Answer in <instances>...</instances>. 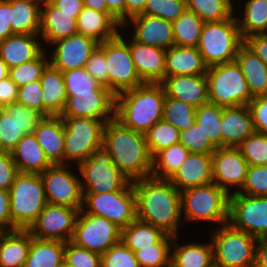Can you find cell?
Instances as JSON below:
<instances>
[{
    "label": "cell",
    "mask_w": 267,
    "mask_h": 267,
    "mask_svg": "<svg viewBox=\"0 0 267 267\" xmlns=\"http://www.w3.org/2000/svg\"><path fill=\"white\" fill-rule=\"evenodd\" d=\"M136 196L137 219L160 228L171 236L177 232L183 217L180 191L169 179L154 176L132 181Z\"/></svg>",
    "instance_id": "obj_1"
},
{
    "label": "cell",
    "mask_w": 267,
    "mask_h": 267,
    "mask_svg": "<svg viewBox=\"0 0 267 267\" xmlns=\"http://www.w3.org/2000/svg\"><path fill=\"white\" fill-rule=\"evenodd\" d=\"M102 147L131 182L151 176L152 156L144 133L129 129L114 117L105 123Z\"/></svg>",
    "instance_id": "obj_2"
},
{
    "label": "cell",
    "mask_w": 267,
    "mask_h": 267,
    "mask_svg": "<svg viewBox=\"0 0 267 267\" xmlns=\"http://www.w3.org/2000/svg\"><path fill=\"white\" fill-rule=\"evenodd\" d=\"M166 93L161 83H144L124 91L115 99V118L124 126L146 133L163 119Z\"/></svg>",
    "instance_id": "obj_3"
},
{
    "label": "cell",
    "mask_w": 267,
    "mask_h": 267,
    "mask_svg": "<svg viewBox=\"0 0 267 267\" xmlns=\"http://www.w3.org/2000/svg\"><path fill=\"white\" fill-rule=\"evenodd\" d=\"M181 214L184 223L229 221V195L215 183L186 189L180 192ZM188 221V222H187Z\"/></svg>",
    "instance_id": "obj_4"
},
{
    "label": "cell",
    "mask_w": 267,
    "mask_h": 267,
    "mask_svg": "<svg viewBox=\"0 0 267 267\" xmlns=\"http://www.w3.org/2000/svg\"><path fill=\"white\" fill-rule=\"evenodd\" d=\"M233 14L221 22H205L197 49L208 67L235 61L244 43Z\"/></svg>",
    "instance_id": "obj_5"
},
{
    "label": "cell",
    "mask_w": 267,
    "mask_h": 267,
    "mask_svg": "<svg viewBox=\"0 0 267 267\" xmlns=\"http://www.w3.org/2000/svg\"><path fill=\"white\" fill-rule=\"evenodd\" d=\"M11 222L28 229L48 203L40 174L18 173L9 189Z\"/></svg>",
    "instance_id": "obj_6"
},
{
    "label": "cell",
    "mask_w": 267,
    "mask_h": 267,
    "mask_svg": "<svg viewBox=\"0 0 267 267\" xmlns=\"http://www.w3.org/2000/svg\"><path fill=\"white\" fill-rule=\"evenodd\" d=\"M206 76L210 103L236 107L248 105L253 98L236 61L208 67Z\"/></svg>",
    "instance_id": "obj_7"
},
{
    "label": "cell",
    "mask_w": 267,
    "mask_h": 267,
    "mask_svg": "<svg viewBox=\"0 0 267 267\" xmlns=\"http://www.w3.org/2000/svg\"><path fill=\"white\" fill-rule=\"evenodd\" d=\"M214 267H255L257 238L229 223L212 232Z\"/></svg>",
    "instance_id": "obj_8"
},
{
    "label": "cell",
    "mask_w": 267,
    "mask_h": 267,
    "mask_svg": "<svg viewBox=\"0 0 267 267\" xmlns=\"http://www.w3.org/2000/svg\"><path fill=\"white\" fill-rule=\"evenodd\" d=\"M83 193H108L124 190L131 181L112 162L101 147L77 165ZM83 179V180H82Z\"/></svg>",
    "instance_id": "obj_9"
},
{
    "label": "cell",
    "mask_w": 267,
    "mask_h": 267,
    "mask_svg": "<svg viewBox=\"0 0 267 267\" xmlns=\"http://www.w3.org/2000/svg\"><path fill=\"white\" fill-rule=\"evenodd\" d=\"M64 126V164L78 165L102 147V120L83 117H61Z\"/></svg>",
    "instance_id": "obj_10"
},
{
    "label": "cell",
    "mask_w": 267,
    "mask_h": 267,
    "mask_svg": "<svg viewBox=\"0 0 267 267\" xmlns=\"http://www.w3.org/2000/svg\"><path fill=\"white\" fill-rule=\"evenodd\" d=\"M81 210L104 217L122 230L137 219L136 196L132 182L120 191L83 193Z\"/></svg>",
    "instance_id": "obj_11"
},
{
    "label": "cell",
    "mask_w": 267,
    "mask_h": 267,
    "mask_svg": "<svg viewBox=\"0 0 267 267\" xmlns=\"http://www.w3.org/2000/svg\"><path fill=\"white\" fill-rule=\"evenodd\" d=\"M105 58L108 71V89L117 96L144 84L140 79L129 49V41L117 36L105 41Z\"/></svg>",
    "instance_id": "obj_12"
},
{
    "label": "cell",
    "mask_w": 267,
    "mask_h": 267,
    "mask_svg": "<svg viewBox=\"0 0 267 267\" xmlns=\"http://www.w3.org/2000/svg\"><path fill=\"white\" fill-rule=\"evenodd\" d=\"M121 240V229L104 217L79 211L71 242L102 255Z\"/></svg>",
    "instance_id": "obj_13"
},
{
    "label": "cell",
    "mask_w": 267,
    "mask_h": 267,
    "mask_svg": "<svg viewBox=\"0 0 267 267\" xmlns=\"http://www.w3.org/2000/svg\"><path fill=\"white\" fill-rule=\"evenodd\" d=\"M228 223L256 238L267 236V196L231 194Z\"/></svg>",
    "instance_id": "obj_14"
},
{
    "label": "cell",
    "mask_w": 267,
    "mask_h": 267,
    "mask_svg": "<svg viewBox=\"0 0 267 267\" xmlns=\"http://www.w3.org/2000/svg\"><path fill=\"white\" fill-rule=\"evenodd\" d=\"M68 164H55L40 173L47 202L53 205L81 209L83 191L80 178Z\"/></svg>",
    "instance_id": "obj_15"
},
{
    "label": "cell",
    "mask_w": 267,
    "mask_h": 267,
    "mask_svg": "<svg viewBox=\"0 0 267 267\" xmlns=\"http://www.w3.org/2000/svg\"><path fill=\"white\" fill-rule=\"evenodd\" d=\"M80 210L47 203L27 230L37 239L68 242L73 236Z\"/></svg>",
    "instance_id": "obj_16"
},
{
    "label": "cell",
    "mask_w": 267,
    "mask_h": 267,
    "mask_svg": "<svg viewBox=\"0 0 267 267\" xmlns=\"http://www.w3.org/2000/svg\"><path fill=\"white\" fill-rule=\"evenodd\" d=\"M248 163L237 147H221L212 153L213 183L229 196L238 193L246 179ZM233 186L237 187L233 192Z\"/></svg>",
    "instance_id": "obj_17"
},
{
    "label": "cell",
    "mask_w": 267,
    "mask_h": 267,
    "mask_svg": "<svg viewBox=\"0 0 267 267\" xmlns=\"http://www.w3.org/2000/svg\"><path fill=\"white\" fill-rule=\"evenodd\" d=\"M55 46L49 57V63L61 72L84 68L91 54L98 48L99 42L79 33L53 43Z\"/></svg>",
    "instance_id": "obj_18"
},
{
    "label": "cell",
    "mask_w": 267,
    "mask_h": 267,
    "mask_svg": "<svg viewBox=\"0 0 267 267\" xmlns=\"http://www.w3.org/2000/svg\"><path fill=\"white\" fill-rule=\"evenodd\" d=\"M116 96L111 91H93V94L67 95L61 117H83L102 120L115 117Z\"/></svg>",
    "instance_id": "obj_19"
},
{
    "label": "cell",
    "mask_w": 267,
    "mask_h": 267,
    "mask_svg": "<svg viewBox=\"0 0 267 267\" xmlns=\"http://www.w3.org/2000/svg\"><path fill=\"white\" fill-rule=\"evenodd\" d=\"M128 21L135 27V32H132L134 41L164 50L175 45L172 22L159 17L139 14L128 19L122 25V29L129 23Z\"/></svg>",
    "instance_id": "obj_20"
},
{
    "label": "cell",
    "mask_w": 267,
    "mask_h": 267,
    "mask_svg": "<svg viewBox=\"0 0 267 267\" xmlns=\"http://www.w3.org/2000/svg\"><path fill=\"white\" fill-rule=\"evenodd\" d=\"M129 40L136 71L144 83H161L165 79L166 50Z\"/></svg>",
    "instance_id": "obj_21"
},
{
    "label": "cell",
    "mask_w": 267,
    "mask_h": 267,
    "mask_svg": "<svg viewBox=\"0 0 267 267\" xmlns=\"http://www.w3.org/2000/svg\"><path fill=\"white\" fill-rule=\"evenodd\" d=\"M161 84L168 97L195 108L209 102L206 74L165 77Z\"/></svg>",
    "instance_id": "obj_22"
},
{
    "label": "cell",
    "mask_w": 267,
    "mask_h": 267,
    "mask_svg": "<svg viewBox=\"0 0 267 267\" xmlns=\"http://www.w3.org/2000/svg\"><path fill=\"white\" fill-rule=\"evenodd\" d=\"M169 180L180 192L212 183V154L190 153Z\"/></svg>",
    "instance_id": "obj_23"
},
{
    "label": "cell",
    "mask_w": 267,
    "mask_h": 267,
    "mask_svg": "<svg viewBox=\"0 0 267 267\" xmlns=\"http://www.w3.org/2000/svg\"><path fill=\"white\" fill-rule=\"evenodd\" d=\"M222 147H237L255 128L248 105L222 107L221 115Z\"/></svg>",
    "instance_id": "obj_24"
},
{
    "label": "cell",
    "mask_w": 267,
    "mask_h": 267,
    "mask_svg": "<svg viewBox=\"0 0 267 267\" xmlns=\"http://www.w3.org/2000/svg\"><path fill=\"white\" fill-rule=\"evenodd\" d=\"M77 33V19L73 14L60 11L51 2H42L39 35L47 45Z\"/></svg>",
    "instance_id": "obj_25"
},
{
    "label": "cell",
    "mask_w": 267,
    "mask_h": 267,
    "mask_svg": "<svg viewBox=\"0 0 267 267\" xmlns=\"http://www.w3.org/2000/svg\"><path fill=\"white\" fill-rule=\"evenodd\" d=\"M40 35L14 34L0 41V58L9 68L37 58L45 49L40 45Z\"/></svg>",
    "instance_id": "obj_26"
},
{
    "label": "cell",
    "mask_w": 267,
    "mask_h": 267,
    "mask_svg": "<svg viewBox=\"0 0 267 267\" xmlns=\"http://www.w3.org/2000/svg\"><path fill=\"white\" fill-rule=\"evenodd\" d=\"M33 134L53 165L64 164L65 136L61 116L43 117Z\"/></svg>",
    "instance_id": "obj_27"
},
{
    "label": "cell",
    "mask_w": 267,
    "mask_h": 267,
    "mask_svg": "<svg viewBox=\"0 0 267 267\" xmlns=\"http://www.w3.org/2000/svg\"><path fill=\"white\" fill-rule=\"evenodd\" d=\"M11 155L20 173L40 174L53 165L33 133L23 135Z\"/></svg>",
    "instance_id": "obj_28"
},
{
    "label": "cell",
    "mask_w": 267,
    "mask_h": 267,
    "mask_svg": "<svg viewBox=\"0 0 267 267\" xmlns=\"http://www.w3.org/2000/svg\"><path fill=\"white\" fill-rule=\"evenodd\" d=\"M122 25L108 12H98L85 7L77 18L78 33L102 43L119 34Z\"/></svg>",
    "instance_id": "obj_29"
},
{
    "label": "cell",
    "mask_w": 267,
    "mask_h": 267,
    "mask_svg": "<svg viewBox=\"0 0 267 267\" xmlns=\"http://www.w3.org/2000/svg\"><path fill=\"white\" fill-rule=\"evenodd\" d=\"M208 66L196 47L174 45L166 50L165 77L206 74Z\"/></svg>",
    "instance_id": "obj_30"
},
{
    "label": "cell",
    "mask_w": 267,
    "mask_h": 267,
    "mask_svg": "<svg viewBox=\"0 0 267 267\" xmlns=\"http://www.w3.org/2000/svg\"><path fill=\"white\" fill-rule=\"evenodd\" d=\"M39 81L42 86L43 116H60L67 101L62 72L49 63Z\"/></svg>",
    "instance_id": "obj_31"
},
{
    "label": "cell",
    "mask_w": 267,
    "mask_h": 267,
    "mask_svg": "<svg viewBox=\"0 0 267 267\" xmlns=\"http://www.w3.org/2000/svg\"><path fill=\"white\" fill-rule=\"evenodd\" d=\"M30 246L27 229L0 231V267H24Z\"/></svg>",
    "instance_id": "obj_32"
},
{
    "label": "cell",
    "mask_w": 267,
    "mask_h": 267,
    "mask_svg": "<svg viewBox=\"0 0 267 267\" xmlns=\"http://www.w3.org/2000/svg\"><path fill=\"white\" fill-rule=\"evenodd\" d=\"M235 61L248 83L251 96H267L266 64L245 43L239 47Z\"/></svg>",
    "instance_id": "obj_33"
},
{
    "label": "cell",
    "mask_w": 267,
    "mask_h": 267,
    "mask_svg": "<svg viewBox=\"0 0 267 267\" xmlns=\"http://www.w3.org/2000/svg\"><path fill=\"white\" fill-rule=\"evenodd\" d=\"M178 237L179 235L173 236L171 267H214L212 242L179 245Z\"/></svg>",
    "instance_id": "obj_34"
},
{
    "label": "cell",
    "mask_w": 267,
    "mask_h": 267,
    "mask_svg": "<svg viewBox=\"0 0 267 267\" xmlns=\"http://www.w3.org/2000/svg\"><path fill=\"white\" fill-rule=\"evenodd\" d=\"M42 0H10V23L14 34L40 33Z\"/></svg>",
    "instance_id": "obj_35"
},
{
    "label": "cell",
    "mask_w": 267,
    "mask_h": 267,
    "mask_svg": "<svg viewBox=\"0 0 267 267\" xmlns=\"http://www.w3.org/2000/svg\"><path fill=\"white\" fill-rule=\"evenodd\" d=\"M65 243L31 236V246L24 267H62Z\"/></svg>",
    "instance_id": "obj_36"
},
{
    "label": "cell",
    "mask_w": 267,
    "mask_h": 267,
    "mask_svg": "<svg viewBox=\"0 0 267 267\" xmlns=\"http://www.w3.org/2000/svg\"><path fill=\"white\" fill-rule=\"evenodd\" d=\"M166 233L138 219L121 230V241L134 253L140 248H154Z\"/></svg>",
    "instance_id": "obj_37"
},
{
    "label": "cell",
    "mask_w": 267,
    "mask_h": 267,
    "mask_svg": "<svg viewBox=\"0 0 267 267\" xmlns=\"http://www.w3.org/2000/svg\"><path fill=\"white\" fill-rule=\"evenodd\" d=\"M244 17H235L243 40L256 34H267V0H247Z\"/></svg>",
    "instance_id": "obj_38"
},
{
    "label": "cell",
    "mask_w": 267,
    "mask_h": 267,
    "mask_svg": "<svg viewBox=\"0 0 267 267\" xmlns=\"http://www.w3.org/2000/svg\"><path fill=\"white\" fill-rule=\"evenodd\" d=\"M189 154L190 151L181 143L158 151L152 157L151 176L170 179Z\"/></svg>",
    "instance_id": "obj_39"
},
{
    "label": "cell",
    "mask_w": 267,
    "mask_h": 267,
    "mask_svg": "<svg viewBox=\"0 0 267 267\" xmlns=\"http://www.w3.org/2000/svg\"><path fill=\"white\" fill-rule=\"evenodd\" d=\"M204 21L194 12L186 10L172 22L176 46L196 47L198 45Z\"/></svg>",
    "instance_id": "obj_40"
},
{
    "label": "cell",
    "mask_w": 267,
    "mask_h": 267,
    "mask_svg": "<svg viewBox=\"0 0 267 267\" xmlns=\"http://www.w3.org/2000/svg\"><path fill=\"white\" fill-rule=\"evenodd\" d=\"M187 10L194 12L204 22H221L235 11L230 0H186Z\"/></svg>",
    "instance_id": "obj_41"
},
{
    "label": "cell",
    "mask_w": 267,
    "mask_h": 267,
    "mask_svg": "<svg viewBox=\"0 0 267 267\" xmlns=\"http://www.w3.org/2000/svg\"><path fill=\"white\" fill-rule=\"evenodd\" d=\"M221 115L222 107L210 102L197 107L195 112V122L216 148L222 147Z\"/></svg>",
    "instance_id": "obj_42"
},
{
    "label": "cell",
    "mask_w": 267,
    "mask_h": 267,
    "mask_svg": "<svg viewBox=\"0 0 267 267\" xmlns=\"http://www.w3.org/2000/svg\"><path fill=\"white\" fill-rule=\"evenodd\" d=\"M173 236L165 234L154 248H140L135 252L140 267H171Z\"/></svg>",
    "instance_id": "obj_43"
},
{
    "label": "cell",
    "mask_w": 267,
    "mask_h": 267,
    "mask_svg": "<svg viewBox=\"0 0 267 267\" xmlns=\"http://www.w3.org/2000/svg\"><path fill=\"white\" fill-rule=\"evenodd\" d=\"M180 131L161 119L154 124L146 133V143L150 155L153 157L158 151L179 143Z\"/></svg>",
    "instance_id": "obj_44"
},
{
    "label": "cell",
    "mask_w": 267,
    "mask_h": 267,
    "mask_svg": "<svg viewBox=\"0 0 267 267\" xmlns=\"http://www.w3.org/2000/svg\"><path fill=\"white\" fill-rule=\"evenodd\" d=\"M196 108L183 101L166 95L163 108V119L179 131L186 130L195 123Z\"/></svg>",
    "instance_id": "obj_45"
},
{
    "label": "cell",
    "mask_w": 267,
    "mask_h": 267,
    "mask_svg": "<svg viewBox=\"0 0 267 267\" xmlns=\"http://www.w3.org/2000/svg\"><path fill=\"white\" fill-rule=\"evenodd\" d=\"M66 94H93V91H110L95 80L85 68H76L62 72Z\"/></svg>",
    "instance_id": "obj_46"
},
{
    "label": "cell",
    "mask_w": 267,
    "mask_h": 267,
    "mask_svg": "<svg viewBox=\"0 0 267 267\" xmlns=\"http://www.w3.org/2000/svg\"><path fill=\"white\" fill-rule=\"evenodd\" d=\"M44 50L37 58L32 61L22 63L16 67H11L9 70V78L18 86L28 84L36 80H40L44 69L49 64Z\"/></svg>",
    "instance_id": "obj_47"
},
{
    "label": "cell",
    "mask_w": 267,
    "mask_h": 267,
    "mask_svg": "<svg viewBox=\"0 0 267 267\" xmlns=\"http://www.w3.org/2000/svg\"><path fill=\"white\" fill-rule=\"evenodd\" d=\"M237 148L248 166L267 165V135L255 132L247 137Z\"/></svg>",
    "instance_id": "obj_48"
},
{
    "label": "cell",
    "mask_w": 267,
    "mask_h": 267,
    "mask_svg": "<svg viewBox=\"0 0 267 267\" xmlns=\"http://www.w3.org/2000/svg\"><path fill=\"white\" fill-rule=\"evenodd\" d=\"M186 10V0H148L141 14L173 22Z\"/></svg>",
    "instance_id": "obj_49"
},
{
    "label": "cell",
    "mask_w": 267,
    "mask_h": 267,
    "mask_svg": "<svg viewBox=\"0 0 267 267\" xmlns=\"http://www.w3.org/2000/svg\"><path fill=\"white\" fill-rule=\"evenodd\" d=\"M179 143L190 153L212 154L217 149L196 122L186 130L180 131Z\"/></svg>",
    "instance_id": "obj_50"
},
{
    "label": "cell",
    "mask_w": 267,
    "mask_h": 267,
    "mask_svg": "<svg viewBox=\"0 0 267 267\" xmlns=\"http://www.w3.org/2000/svg\"><path fill=\"white\" fill-rule=\"evenodd\" d=\"M5 111L13 117L18 129L25 134H32L38 123L43 119V115L34 109H30L20 103H12L6 106Z\"/></svg>",
    "instance_id": "obj_51"
},
{
    "label": "cell",
    "mask_w": 267,
    "mask_h": 267,
    "mask_svg": "<svg viewBox=\"0 0 267 267\" xmlns=\"http://www.w3.org/2000/svg\"><path fill=\"white\" fill-rule=\"evenodd\" d=\"M101 267H140L135 253L121 240L101 255Z\"/></svg>",
    "instance_id": "obj_52"
},
{
    "label": "cell",
    "mask_w": 267,
    "mask_h": 267,
    "mask_svg": "<svg viewBox=\"0 0 267 267\" xmlns=\"http://www.w3.org/2000/svg\"><path fill=\"white\" fill-rule=\"evenodd\" d=\"M64 262L72 267H101V255L68 241L65 243Z\"/></svg>",
    "instance_id": "obj_53"
},
{
    "label": "cell",
    "mask_w": 267,
    "mask_h": 267,
    "mask_svg": "<svg viewBox=\"0 0 267 267\" xmlns=\"http://www.w3.org/2000/svg\"><path fill=\"white\" fill-rule=\"evenodd\" d=\"M250 196H267V165L248 166L246 179L238 192Z\"/></svg>",
    "instance_id": "obj_54"
},
{
    "label": "cell",
    "mask_w": 267,
    "mask_h": 267,
    "mask_svg": "<svg viewBox=\"0 0 267 267\" xmlns=\"http://www.w3.org/2000/svg\"><path fill=\"white\" fill-rule=\"evenodd\" d=\"M14 118L6 111L0 112V149L2 152H11L18 141L23 137Z\"/></svg>",
    "instance_id": "obj_55"
},
{
    "label": "cell",
    "mask_w": 267,
    "mask_h": 267,
    "mask_svg": "<svg viewBox=\"0 0 267 267\" xmlns=\"http://www.w3.org/2000/svg\"><path fill=\"white\" fill-rule=\"evenodd\" d=\"M84 68L102 86L108 88V69L105 58V41L99 43L98 48L91 54Z\"/></svg>",
    "instance_id": "obj_56"
},
{
    "label": "cell",
    "mask_w": 267,
    "mask_h": 267,
    "mask_svg": "<svg viewBox=\"0 0 267 267\" xmlns=\"http://www.w3.org/2000/svg\"><path fill=\"white\" fill-rule=\"evenodd\" d=\"M42 86L39 80L18 88L17 103L34 109L43 115Z\"/></svg>",
    "instance_id": "obj_57"
},
{
    "label": "cell",
    "mask_w": 267,
    "mask_h": 267,
    "mask_svg": "<svg viewBox=\"0 0 267 267\" xmlns=\"http://www.w3.org/2000/svg\"><path fill=\"white\" fill-rule=\"evenodd\" d=\"M255 131L267 135V96H256L248 104Z\"/></svg>",
    "instance_id": "obj_58"
},
{
    "label": "cell",
    "mask_w": 267,
    "mask_h": 267,
    "mask_svg": "<svg viewBox=\"0 0 267 267\" xmlns=\"http://www.w3.org/2000/svg\"><path fill=\"white\" fill-rule=\"evenodd\" d=\"M19 173L11 152L0 153V189L9 190Z\"/></svg>",
    "instance_id": "obj_59"
},
{
    "label": "cell",
    "mask_w": 267,
    "mask_h": 267,
    "mask_svg": "<svg viewBox=\"0 0 267 267\" xmlns=\"http://www.w3.org/2000/svg\"><path fill=\"white\" fill-rule=\"evenodd\" d=\"M17 228L11 222L9 190L0 189V231H13Z\"/></svg>",
    "instance_id": "obj_60"
},
{
    "label": "cell",
    "mask_w": 267,
    "mask_h": 267,
    "mask_svg": "<svg viewBox=\"0 0 267 267\" xmlns=\"http://www.w3.org/2000/svg\"><path fill=\"white\" fill-rule=\"evenodd\" d=\"M244 43L255 52V54L267 66V34L252 35L244 40Z\"/></svg>",
    "instance_id": "obj_61"
},
{
    "label": "cell",
    "mask_w": 267,
    "mask_h": 267,
    "mask_svg": "<svg viewBox=\"0 0 267 267\" xmlns=\"http://www.w3.org/2000/svg\"><path fill=\"white\" fill-rule=\"evenodd\" d=\"M14 35L10 23V0H0V41Z\"/></svg>",
    "instance_id": "obj_62"
},
{
    "label": "cell",
    "mask_w": 267,
    "mask_h": 267,
    "mask_svg": "<svg viewBox=\"0 0 267 267\" xmlns=\"http://www.w3.org/2000/svg\"><path fill=\"white\" fill-rule=\"evenodd\" d=\"M18 88L9 77L0 80V98L6 106L17 101Z\"/></svg>",
    "instance_id": "obj_63"
},
{
    "label": "cell",
    "mask_w": 267,
    "mask_h": 267,
    "mask_svg": "<svg viewBox=\"0 0 267 267\" xmlns=\"http://www.w3.org/2000/svg\"><path fill=\"white\" fill-rule=\"evenodd\" d=\"M51 3L60 11L73 14L76 19L84 8V0H52Z\"/></svg>",
    "instance_id": "obj_64"
},
{
    "label": "cell",
    "mask_w": 267,
    "mask_h": 267,
    "mask_svg": "<svg viewBox=\"0 0 267 267\" xmlns=\"http://www.w3.org/2000/svg\"><path fill=\"white\" fill-rule=\"evenodd\" d=\"M108 13L121 25L125 23V0H105Z\"/></svg>",
    "instance_id": "obj_65"
},
{
    "label": "cell",
    "mask_w": 267,
    "mask_h": 267,
    "mask_svg": "<svg viewBox=\"0 0 267 267\" xmlns=\"http://www.w3.org/2000/svg\"><path fill=\"white\" fill-rule=\"evenodd\" d=\"M255 267H267V236L257 238Z\"/></svg>",
    "instance_id": "obj_66"
},
{
    "label": "cell",
    "mask_w": 267,
    "mask_h": 267,
    "mask_svg": "<svg viewBox=\"0 0 267 267\" xmlns=\"http://www.w3.org/2000/svg\"><path fill=\"white\" fill-rule=\"evenodd\" d=\"M148 0H125V22L143 12Z\"/></svg>",
    "instance_id": "obj_67"
},
{
    "label": "cell",
    "mask_w": 267,
    "mask_h": 267,
    "mask_svg": "<svg viewBox=\"0 0 267 267\" xmlns=\"http://www.w3.org/2000/svg\"><path fill=\"white\" fill-rule=\"evenodd\" d=\"M84 6L98 12H108L105 0H84Z\"/></svg>",
    "instance_id": "obj_68"
},
{
    "label": "cell",
    "mask_w": 267,
    "mask_h": 267,
    "mask_svg": "<svg viewBox=\"0 0 267 267\" xmlns=\"http://www.w3.org/2000/svg\"><path fill=\"white\" fill-rule=\"evenodd\" d=\"M10 68L7 64L0 58V80L9 77Z\"/></svg>",
    "instance_id": "obj_69"
},
{
    "label": "cell",
    "mask_w": 267,
    "mask_h": 267,
    "mask_svg": "<svg viewBox=\"0 0 267 267\" xmlns=\"http://www.w3.org/2000/svg\"><path fill=\"white\" fill-rule=\"evenodd\" d=\"M6 105L3 103L2 99L0 98V112L5 111Z\"/></svg>",
    "instance_id": "obj_70"
},
{
    "label": "cell",
    "mask_w": 267,
    "mask_h": 267,
    "mask_svg": "<svg viewBox=\"0 0 267 267\" xmlns=\"http://www.w3.org/2000/svg\"><path fill=\"white\" fill-rule=\"evenodd\" d=\"M62 267H72V266H70V265L66 264L65 262H63Z\"/></svg>",
    "instance_id": "obj_71"
}]
</instances>
